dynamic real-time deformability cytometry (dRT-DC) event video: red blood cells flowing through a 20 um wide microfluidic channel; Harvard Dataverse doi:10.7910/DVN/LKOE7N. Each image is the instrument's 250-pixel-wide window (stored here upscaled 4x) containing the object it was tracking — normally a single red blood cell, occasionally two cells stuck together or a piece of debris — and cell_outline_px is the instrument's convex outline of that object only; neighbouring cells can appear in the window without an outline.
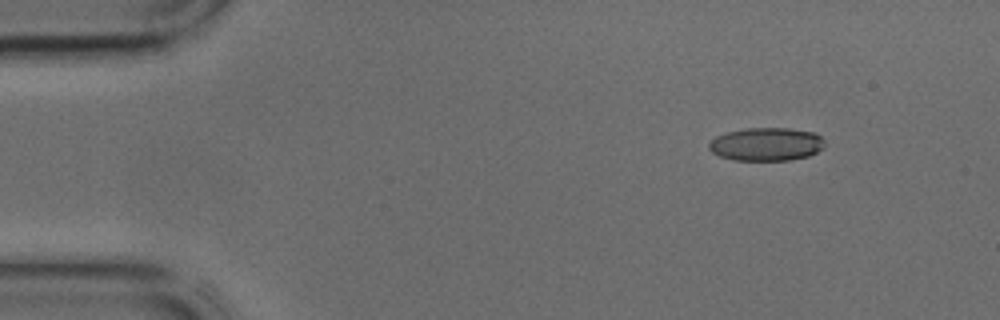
{"species": "common noctule bat (a hibernating species)", "species_latin": "Nyctalus noctula", "temperature_condition": "cold", "stored_images_in_passage": 39, "camera_frame_rate_fps": 3000, "um_per_image_px": 0.085, "animal": {"sex": "male", "body_mass_g": 17.9, "forearm_length_mm": 54.2}, "frame": {"image": 1, "passage_image": 1, "time_ms": 0.0, "image_size_px": [1000, 320], "cell_outline_px": [[824, 148], [808, 156], [788, 160], [732, 160], [720, 156], [712, 152], [708, 148], [708, 144], [716, 136], [728, 132], [744, 128], [788, 128], [816, 132], [824, 140]], "centroid_in_image_um": [65.15, 12.25], "position_along_channel_um": 19.9, "area_um2": 22.48}}
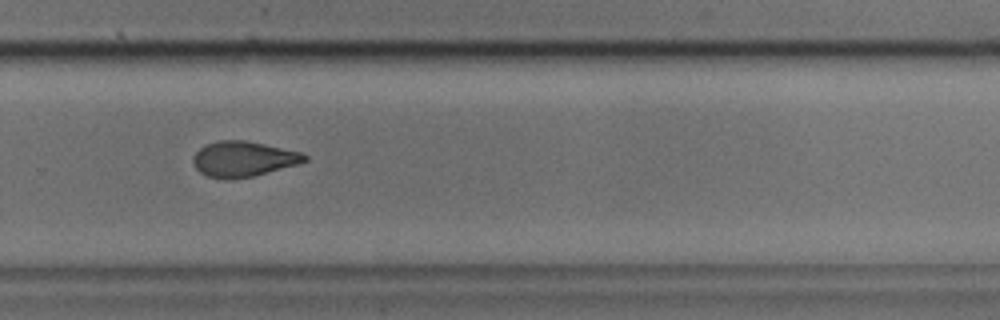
{"frame": {"image": 2, "passage_image": 25, "time_ms": 8.0, "image_size_px": [1000, 320], "cell_outline_px": [[308, 160], [296, 164], [252, 176], [224, 180], [208, 176], [200, 172], [196, 168], [192, 160], [192, 156], [200, 148], [208, 144], [220, 140], [244, 140], [264, 144], [300, 152], [308, 156]], "centroid_in_image_um": [20.64, 13.51], "position_along_channel_um": 309.2, "area_um2": 22.66}}
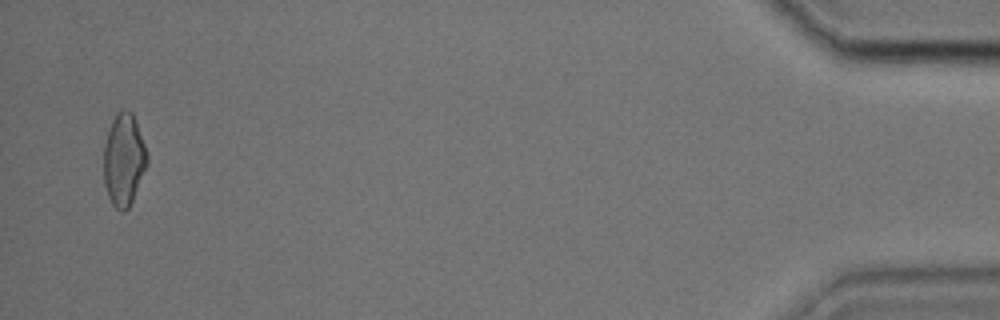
{"frame": {"image": 3, "passage_image": 38, "time_ms": 12.333, "image_size_px": [1000, 320], "cell_outline_px": [[148, 164], [132, 200], [128, 208], [124, 212], [120, 212], [112, 204], [108, 196], [104, 184], [104, 144], [108, 128], [112, 120], [124, 108], [128, 108], [132, 112], [144, 144], [148, 156]], "centroid_in_image_um": [10.52, 13.59], "position_along_channel_um": 424.7, "area_um2": 23.29}}